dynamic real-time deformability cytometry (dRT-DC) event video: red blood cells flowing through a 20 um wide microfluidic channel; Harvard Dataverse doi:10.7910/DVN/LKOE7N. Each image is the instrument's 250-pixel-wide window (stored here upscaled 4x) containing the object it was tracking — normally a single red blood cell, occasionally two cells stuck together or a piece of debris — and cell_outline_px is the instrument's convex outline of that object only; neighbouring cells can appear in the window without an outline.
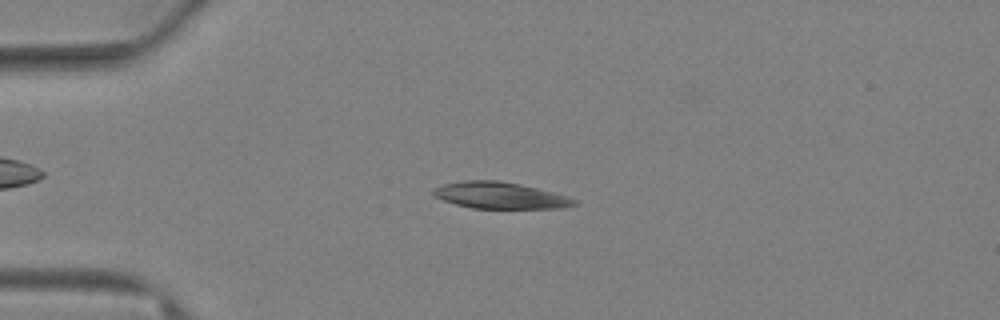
{"species": "Egyptian fruit bat (a non-hibernating species)", "species_latin": "Rousettus aegyptiacus", "temperature_condition": "warm", "stored_images_in_passage": 80, "camera_frame_rate_fps": 3000, "um_per_image_px": 0.085, "animal": {"sex": "female"}, "frame": {"image": 1, "passage_image": 20, "time_ms": 6.333, "image_size_px": [1000, 320], "cell_outline_px": [[580, 204], [560, 208], [472, 208], [456, 204], [444, 200], [436, 196], [432, 192], [432, 188], [444, 184], [464, 180], [500, 180], [520, 184], [568, 196], [576, 200]], "centroid_in_image_um": [42.52, 16.6], "position_along_channel_um": 42.5, "area_um2": 21.68}}
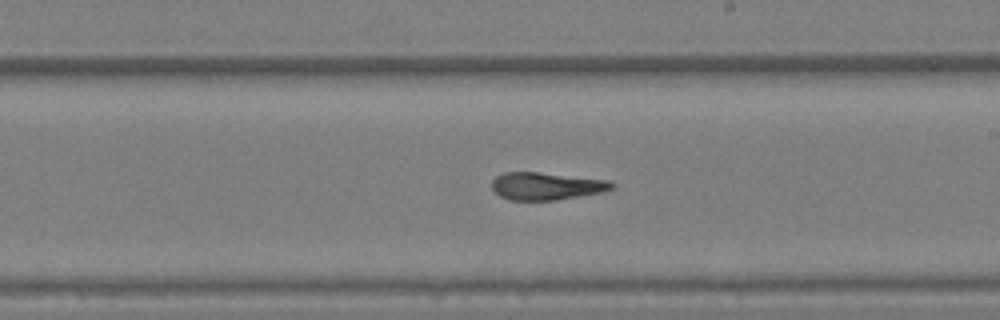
{"frame": {"image": 2, "passage_image": 47, "time_ms": 15.333, "image_size_px": [1000, 320], "cell_outline_px": [[616, 188], [604, 192], [556, 200], [508, 200], [500, 196], [492, 188], [492, 180], [496, 176], [504, 172], [540, 172], [612, 180], [616, 184]], "centroid_in_image_um": [46.51, 15.81], "position_along_channel_um": 242.5, "area_um2": 19.59}}
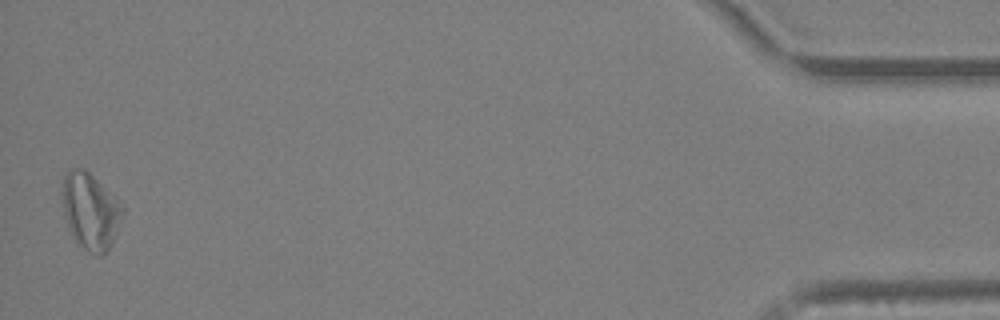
{"frame": {"image": 3, "passage_image": 79, "time_ms": 26.0, "image_size_px": [1000, 320], "cell_outline_px": [[124, 216], [108, 248], [100, 256], [96, 256], [88, 252], [76, 244], [68, 228], [64, 216], [60, 192], [64, 176], [72, 168], [84, 168], [124, 208]], "centroid_in_image_um": [7.63, 17.98], "position_along_channel_um": 427.6, "area_um2": 26.76}, "authors_computed_cell_mechanics": {"area_um2": 21.386, "velocity_mm_per_s": 2.5639, "shape_relaxation_time_tau1_ms": null, "shape_relaxation_time_tau2_ms": 4.0864, "deformation_change_tau1": null, "deformation_change_tau2": 0.1285}}